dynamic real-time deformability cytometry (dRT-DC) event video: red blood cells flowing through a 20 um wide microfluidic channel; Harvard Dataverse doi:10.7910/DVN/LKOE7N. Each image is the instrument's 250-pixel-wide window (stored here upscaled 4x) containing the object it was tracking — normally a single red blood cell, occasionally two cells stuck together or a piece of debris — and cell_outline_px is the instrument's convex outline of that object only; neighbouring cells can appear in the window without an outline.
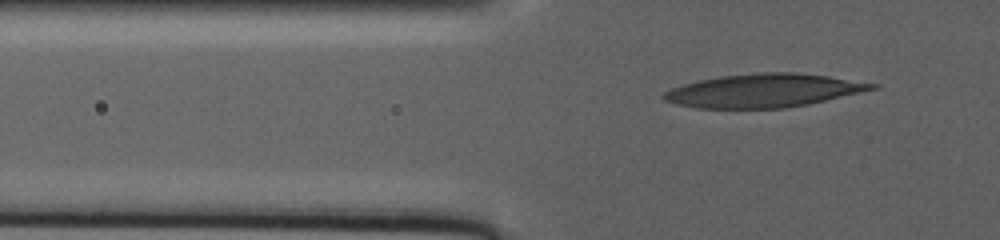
{"species": "human", "species_latin": "Homo sapiens", "temperature_condition": "warm", "stored_images_in_passage": 24, "camera_frame_rate_fps": 3000, "um_per_image_px": 0.085, "donor": {"sex": "male"}, "frame": {"image": 1, "passage_image": 2, "time_ms": 0.333, "image_size_px": [1000, 240], "cell_outline_px": [[880, 88], [808, 104], [784, 108], [696, 108], [676, 104], [664, 100], [660, 96], [664, 92], [672, 88], [684, 84], [700, 80], [720, 76], [760, 72], [796, 72], [828, 76], [880, 84]], "centroid_in_image_um": [64.93, 7.7], "position_along_channel_um": 60.9, "area_um2": 40.58}}
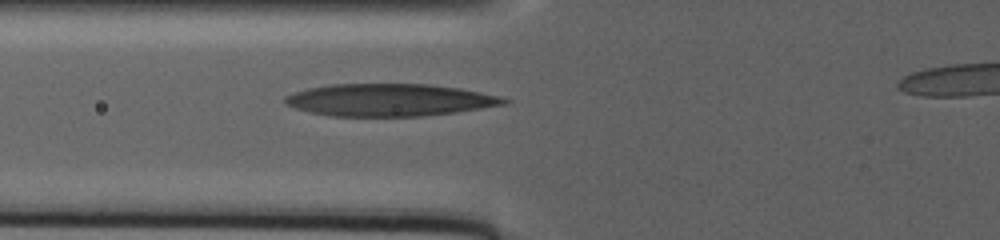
{"frame": {"image": 2, "passage_image": 21, "time_ms": 3.0, "image_size_px": [1000, 240], "cell_outline_px": [[512, 100], [504, 104], [456, 112], [420, 116], [328, 116], [296, 108], [284, 104], [284, 96], [308, 88], [332, 84], [428, 84], [460, 88], [500, 96]], "centroid_in_image_um": [33.1, 8.49], "position_along_channel_um": 92.7, "area_um2": 41.1}}